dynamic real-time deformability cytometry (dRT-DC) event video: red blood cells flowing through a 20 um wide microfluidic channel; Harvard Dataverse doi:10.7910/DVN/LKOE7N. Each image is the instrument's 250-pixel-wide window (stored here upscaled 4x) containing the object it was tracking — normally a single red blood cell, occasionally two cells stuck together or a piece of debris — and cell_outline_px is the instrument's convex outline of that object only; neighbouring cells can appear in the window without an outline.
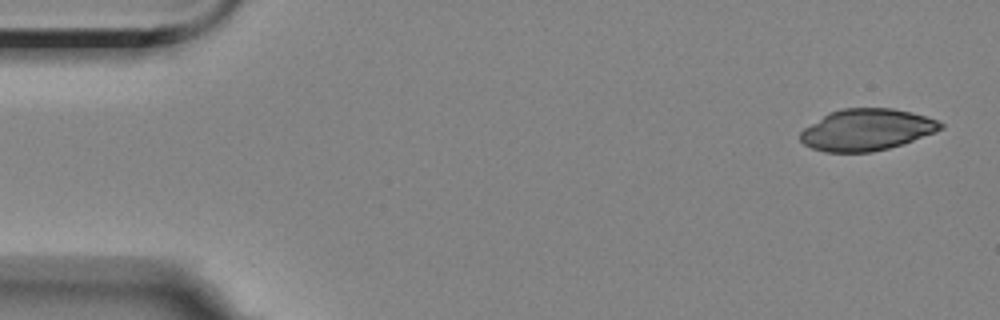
{"species": "Egyptian fruit bat (a non-hibernating species)", "species_latin": "Rousettus aegyptiacus", "temperature_condition": "room temperature", "stored_images_in_passage": 4, "camera_frame_rate_fps": 3000, "um_per_image_px": 0.085, "animal": {"sex": "female"}, "frame": {"image": 1, "passage_image": 1, "time_ms": 0.0, "image_size_px": [1000, 320], "cell_outline_px": [[944, 128], [936, 132], [888, 148], [872, 152], [824, 152], [812, 148], [804, 144], [800, 140], [800, 132], [804, 128], [828, 112], [844, 108], [892, 108], [912, 112], [936, 120], [944, 124]], "centroid_in_image_um": [73.64, 11.02], "position_along_channel_um": 11.4, "area_um2": 33.87}}